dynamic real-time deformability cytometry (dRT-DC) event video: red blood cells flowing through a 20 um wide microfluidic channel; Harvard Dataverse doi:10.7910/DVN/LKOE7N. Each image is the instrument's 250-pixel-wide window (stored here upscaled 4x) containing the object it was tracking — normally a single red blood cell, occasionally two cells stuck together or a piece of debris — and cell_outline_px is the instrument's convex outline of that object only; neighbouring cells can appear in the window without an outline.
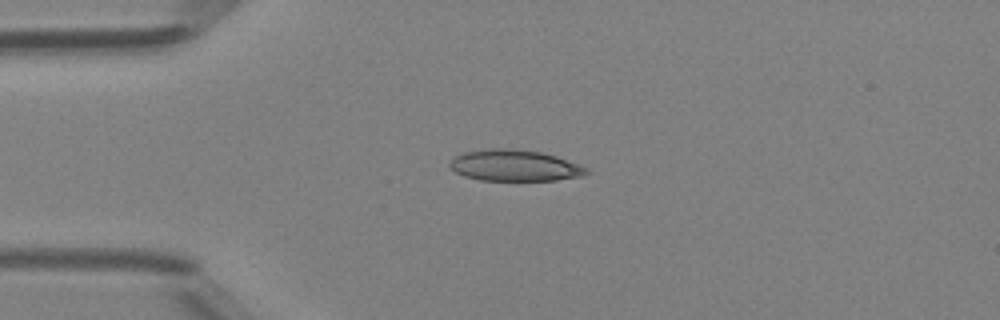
{"species": "Egyptian fruit bat (a non-hibernating species)", "species_latin": "Rousettus aegyptiacus", "temperature_condition": "room temperature", "stored_images_in_passage": 37, "camera_frame_rate_fps": 3000, "um_per_image_px": 0.085, "animal": {"sex": "female"}, "frame": {"image": 1, "passage_image": 1, "time_ms": 0.0, "image_size_px": [1000, 320], "cell_outline_px": [[588, 172], [580, 176], [556, 180], [480, 180], [464, 176], [456, 172], [448, 164], [456, 156], [464, 152], [488, 148], [512, 148], [540, 152], [556, 156], [588, 168]], "centroid_in_image_um": [43.72, 14.06], "position_along_channel_um": 41.3, "area_um2": 24.68}}
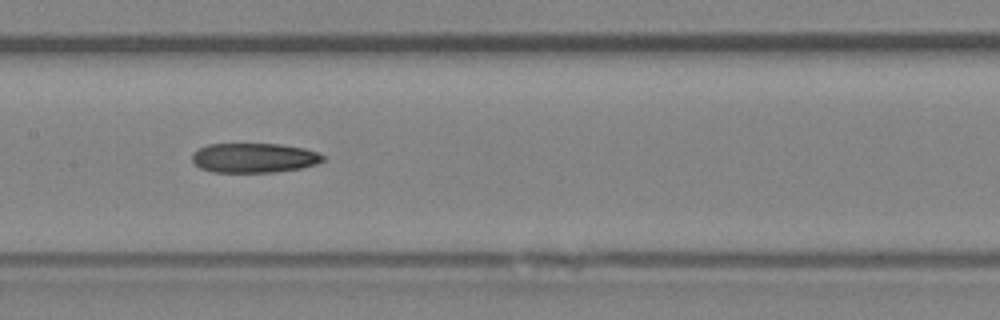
{"frame": {"image": 2, "passage_image": 13, "time_ms": 4.0, "image_size_px": [1000, 320], "cell_outline_px": [[324, 160], [316, 164], [300, 168], [272, 172], [212, 172], [200, 168], [192, 160], [192, 152], [208, 144], [280, 144], [304, 148], [316, 152], [324, 156]], "centroid_in_image_um": [21.57, 13.41], "position_along_channel_um": 185.8, "area_um2": 22.48}}
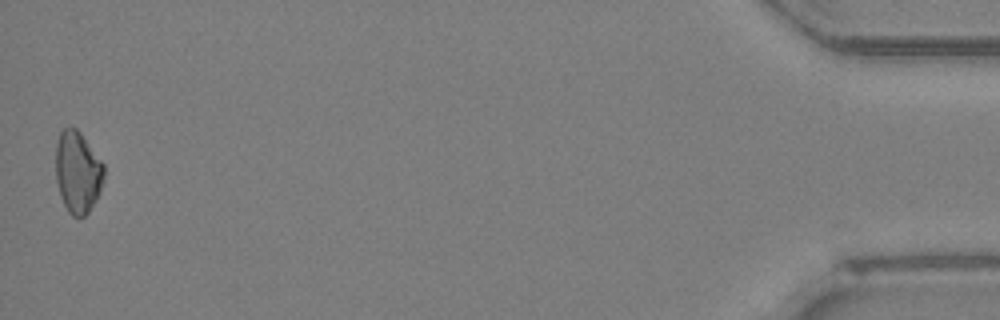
{"frame": {"image": 3, "passage_image": 37, "time_ms": 12.0, "image_size_px": [1000, 320], "cell_outline_px": [[104, 180], [96, 200], [88, 212], [84, 216], [72, 216], [68, 212], [60, 196], [56, 180], [56, 144], [60, 132], [64, 128], [76, 128], [80, 132], [104, 164]], "centroid_in_image_um": [6.6, 14.64], "position_along_channel_um": 428.6, "area_um2": 22.95}}